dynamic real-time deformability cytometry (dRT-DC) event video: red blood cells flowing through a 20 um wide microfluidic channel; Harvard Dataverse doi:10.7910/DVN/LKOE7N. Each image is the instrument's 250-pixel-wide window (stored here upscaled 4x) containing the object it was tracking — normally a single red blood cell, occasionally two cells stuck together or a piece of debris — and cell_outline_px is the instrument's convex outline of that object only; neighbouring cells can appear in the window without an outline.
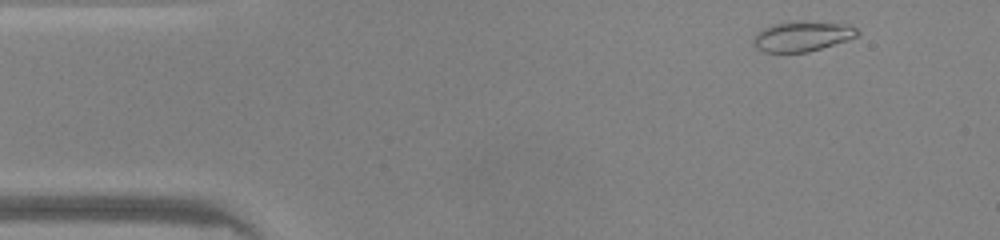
{"species": "common noctule bat (a hibernating species)", "species_latin": "Nyctalus noctula", "temperature_condition": "warm", "stored_images_in_passage": 43, "camera_frame_rate_fps": 3000, "um_per_image_px": 0.085, "animal": {"sex": "male", "body_mass_g": 20.0, "forearm_length_mm": 53.3}, "frame": {"image": 1, "passage_image": 1, "time_ms": 0.0, "image_size_px": [1000, 240], "cell_outline_px": [[860, 36], [848, 40], [808, 52], [764, 52], [756, 48], [752, 44], [756, 32], [772, 24], [800, 20], [840, 24], [856, 28], [860, 32]], "centroid_in_image_um": [68.17, 3.08], "position_along_channel_um": 16.8, "area_um2": 18.32}}
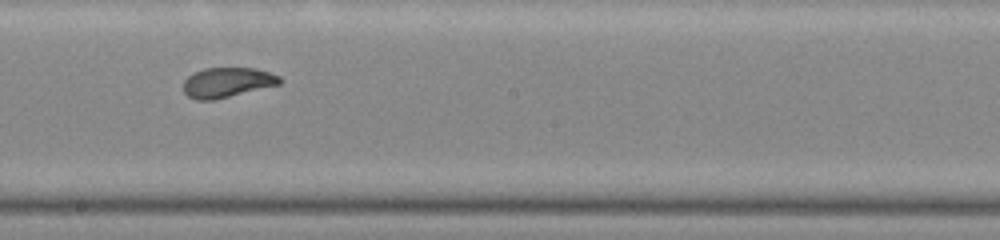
{"frame": {"image": 2, "passage_image": 22, "time_ms": 7.0, "image_size_px": [1000, 240], "cell_outline_px": [[280, 84], [212, 100], [196, 100], [188, 96], [184, 92], [184, 80], [188, 76], [204, 68], [252, 68], [268, 72], [280, 76]], "centroid_in_image_um": [19.28, 7.0], "position_along_channel_um": 228.9, "area_um2": 16.47}}
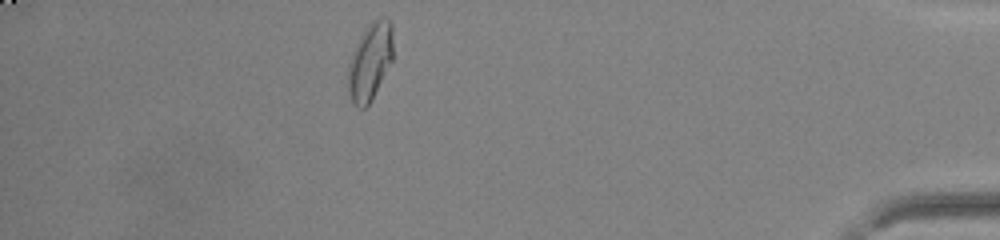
{"frame": {"image": 3, "passage_image": 38, "time_ms": 12.333, "image_size_px": [1000, 240], "cell_outline_px": [[392, 60], [372, 100], [364, 108], [356, 108], [348, 96], [348, 64], [352, 52], [360, 36], [368, 24], [372, 20], [380, 16], [384, 16], [392, 20]], "centroid_in_image_um": [31.45, 5.21], "position_along_channel_um": 403.8, "area_um2": 20.58}, "authors_computed_cell_mechanics": {"area_um2": 17.6868, "velocity_mm_per_s": 4.2662, "shape_relaxation_time_tau1_ms": 4.6995, "shape_relaxation_time_tau2_ms": 1.0058, "deformation_change_tau1": 0.207, "deformation_change_tau2": 0.0634}}